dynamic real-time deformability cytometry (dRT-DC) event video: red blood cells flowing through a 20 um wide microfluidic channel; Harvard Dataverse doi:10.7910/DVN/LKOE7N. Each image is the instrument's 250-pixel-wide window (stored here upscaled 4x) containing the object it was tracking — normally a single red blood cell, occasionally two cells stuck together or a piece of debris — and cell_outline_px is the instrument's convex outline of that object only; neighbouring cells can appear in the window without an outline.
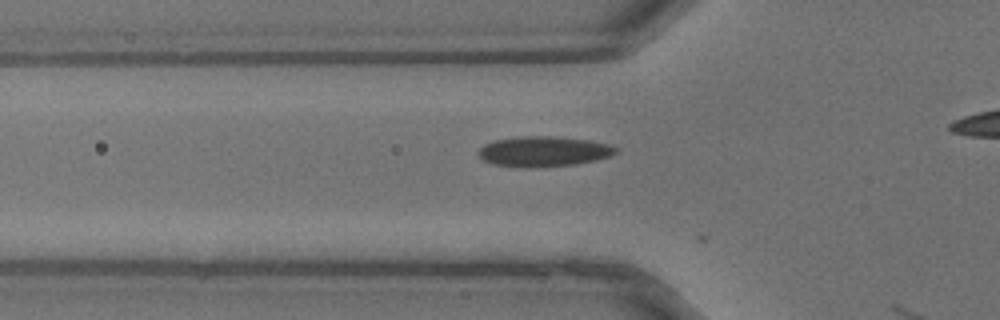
{"species": "common noctule bat (a hibernating species)", "species_latin": "Nyctalus noctula", "temperature_condition": "warm", "stored_images_in_passage": 3, "camera_frame_rate_fps": 3000, "um_per_image_px": 0.085, "animal": {"sex": "male", "body_mass_g": 13.3}, "frame": {"image": 1, "passage_image": 2, "time_ms": 0.333, "image_size_px": [1000, 320], "cell_outline_px": [[620, 148], [612, 156], [596, 160], [576, 164], [532, 168], [524, 168], [492, 164], [484, 160], [476, 152], [484, 144], [496, 140], [524, 136], [548, 136], [588, 140], [608, 144]], "centroid_in_image_um": [46.22, 12.89], "position_along_channel_um": 79.6, "area_um2": 24.28}}